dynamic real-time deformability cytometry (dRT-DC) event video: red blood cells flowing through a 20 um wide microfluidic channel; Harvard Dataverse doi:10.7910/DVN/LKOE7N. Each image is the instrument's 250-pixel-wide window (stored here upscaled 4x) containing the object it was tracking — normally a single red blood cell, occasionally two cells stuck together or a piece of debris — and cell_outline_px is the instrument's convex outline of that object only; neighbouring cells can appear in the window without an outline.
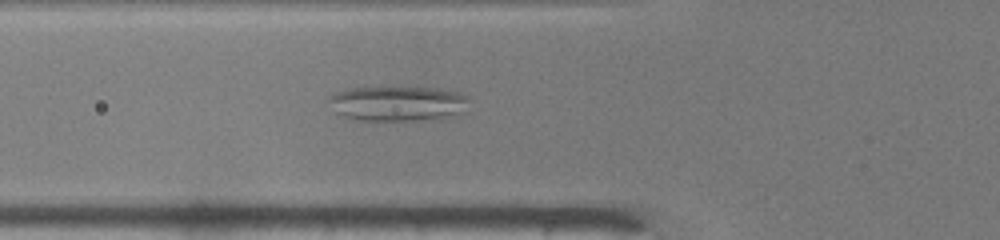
{"species": "common noctule bat (a hibernating species)", "species_latin": "Nyctalus noctula", "temperature_condition": "warm", "stored_images_in_passage": 39, "camera_frame_rate_fps": 3000, "um_per_image_px": 0.085, "animal": {"sex": "male", "body_mass_g": 19.0, "forearm_length_mm": 50.8}, "frame": {"image": 1, "passage_image": 8, "time_ms": 2.333, "image_size_px": [1000, 240], "cell_outline_px": [[468, 112], [456, 116], [440, 120], [352, 120], [340, 116], [324, 100], [336, 92], [352, 88], [436, 88], [460, 92], [468, 96]], "centroid_in_image_um": [33.86, 8.83], "position_along_channel_um": 91.9, "area_um2": 29.36}}
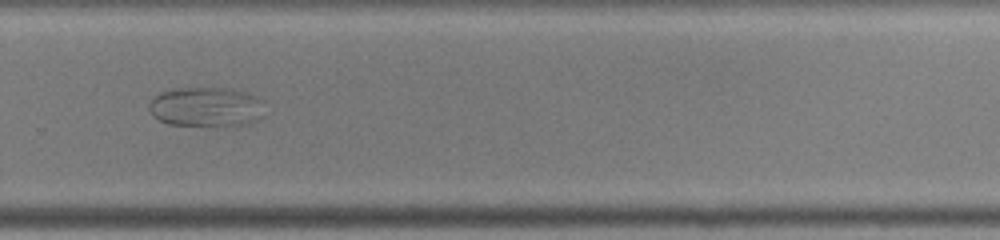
{"frame": {"image": 2, "passage_image": 24, "time_ms": 7.667, "image_size_px": [1000, 240], "cell_outline_px": [[272, 112], [260, 120], [248, 124], [212, 128], [168, 124], [152, 116], [148, 108], [148, 104], [152, 96], [160, 92], [172, 88], [228, 88], [248, 92], [264, 100]], "centroid_in_image_um": [17.65, 9.12], "position_along_channel_um": 312.2, "area_um2": 28.61}}
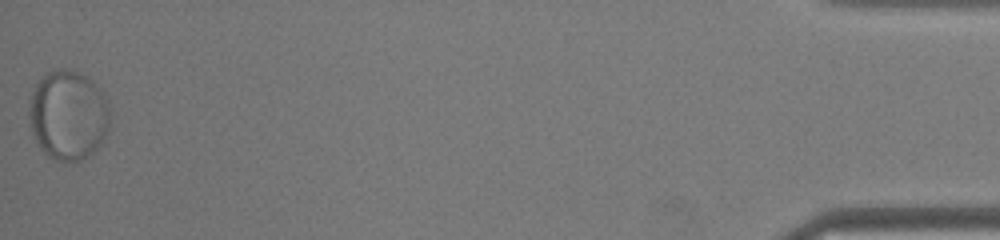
{"frame": {"image": 3, "passage_image": 39, "time_ms": 12.667, "image_size_px": [1000, 240], "cell_outline_px": [[108, 128], [100, 144], [92, 156], [80, 160], [52, 160], [40, 148], [32, 132], [28, 116], [28, 104], [32, 92], [36, 84], [48, 72], [60, 68], [64, 68], [80, 72], [92, 80], [104, 92], [108, 100]], "centroid_in_image_um": [5.79, 9.78], "position_along_channel_um": 429.4, "area_um2": 42.54}}